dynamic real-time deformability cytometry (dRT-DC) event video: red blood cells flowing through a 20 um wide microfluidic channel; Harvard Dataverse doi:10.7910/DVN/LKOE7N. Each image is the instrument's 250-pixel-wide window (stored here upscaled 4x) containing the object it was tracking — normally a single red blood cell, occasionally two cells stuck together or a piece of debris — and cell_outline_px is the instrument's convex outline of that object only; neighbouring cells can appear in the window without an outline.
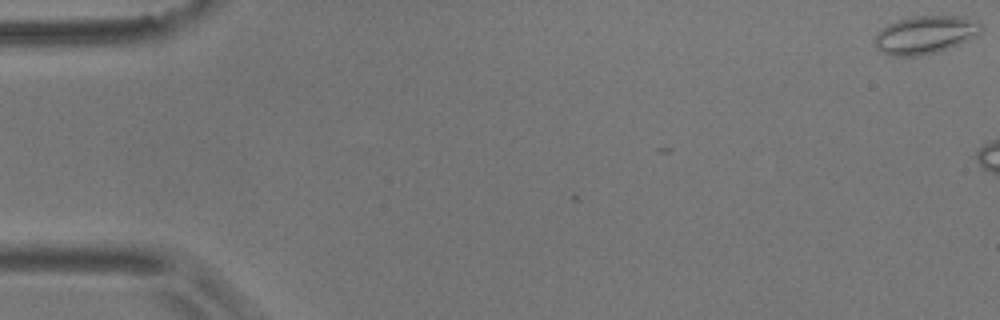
{"species": "common noctule bat (a hibernating species)", "species_latin": "Nyctalus noctula", "temperature_condition": "room temperature", "stored_images_in_passage": 5, "camera_frame_rate_fps": 3000, "um_per_image_px": 0.085, "animal": {"sex": "male", "body_mass_g": 17.9}, "frame": {"image": 1, "passage_image": 1, "time_ms": 0.0, "image_size_px": [1000, 320], "cell_outline_px": [[984, 28], [980, 32], [948, 48], [936, 52], [920, 56], [888, 56], [880, 52], [872, 40], [876, 32], [888, 24], [896, 20], [916, 16], [964, 16], [980, 24]], "centroid_in_image_um": [78.54, 2.96], "position_along_channel_um": 6.5, "area_um2": 23.47}}